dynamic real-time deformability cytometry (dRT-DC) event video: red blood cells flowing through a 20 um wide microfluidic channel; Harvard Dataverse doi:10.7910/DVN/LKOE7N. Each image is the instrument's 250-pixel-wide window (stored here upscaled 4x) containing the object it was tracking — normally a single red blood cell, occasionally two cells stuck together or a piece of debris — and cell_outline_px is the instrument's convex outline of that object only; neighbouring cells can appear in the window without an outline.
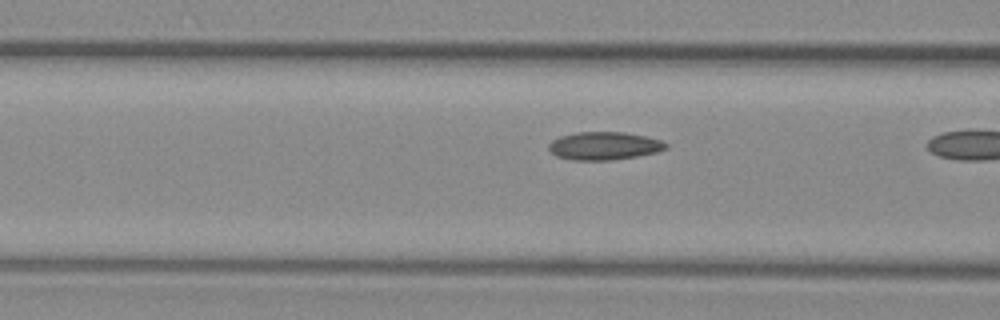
{"species": "common noctule bat (a hibernating species)", "species_latin": "Nyctalus noctula", "temperature_condition": "warm", "stored_images_in_passage": 9, "camera_frame_rate_fps": 3000, "um_per_image_px": 0.085, "animal": {"sex": "female", "body_mass_g": 29.2, "forearm_length_mm": 56.3}, "frame": {"image": 1, "passage_image": 6, "time_ms": 1.667, "image_size_px": [1000, 320], "cell_outline_px": [[668, 148], [656, 152], [636, 156], [612, 160], [572, 160], [556, 156], [548, 148], [548, 144], [552, 140], [560, 136], [576, 132], [624, 132], [644, 136], [660, 140], [668, 144]], "centroid_in_image_um": [51.33, 12.4], "position_along_channel_um": 115.3, "area_um2": 19.07}}